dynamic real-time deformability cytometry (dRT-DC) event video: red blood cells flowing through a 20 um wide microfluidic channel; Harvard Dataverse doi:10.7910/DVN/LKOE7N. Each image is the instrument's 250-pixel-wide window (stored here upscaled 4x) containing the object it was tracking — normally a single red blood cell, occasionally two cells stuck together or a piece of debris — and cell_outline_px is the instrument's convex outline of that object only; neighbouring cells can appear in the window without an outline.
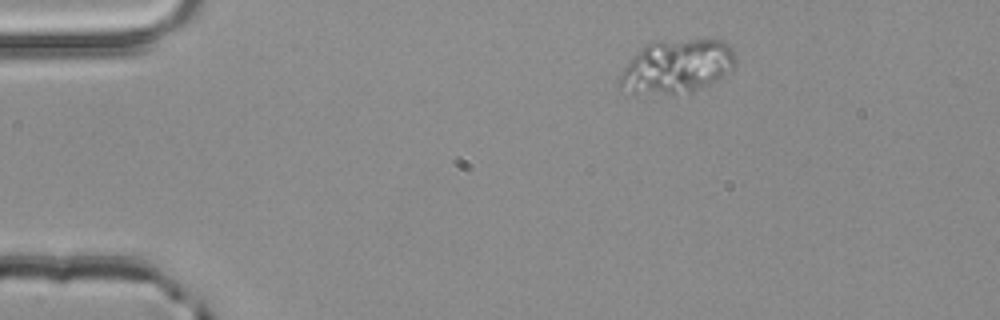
{"species": "common noctule bat (a hibernating species)", "species_latin": "Nyctalus noctula", "temperature_condition": "room temperature", "stored_images_in_passage": 9, "segment_of_instrument_passage": [1, 2], "camera_frame_rate_fps": 3000, "um_per_image_px": 0.085, "animal": {"sex": "male", "body_mass_g": 20.4}, "frame": {"image": 1, "passage_image": 1, "time_ms": 0.0, "image_size_px": [1000, 320], "cell_outline_px": [[736, 64], [732, 68], [712, 84], [688, 92], [672, 96], [632, 92], [620, 84], [620, 76], [624, 68], [632, 56], [644, 44], [660, 40], [724, 40], [732, 48], [736, 56]], "centroid_in_image_um": [57.56, 5.64], "position_along_channel_um": 27.4, "area_um2": 36.41}}